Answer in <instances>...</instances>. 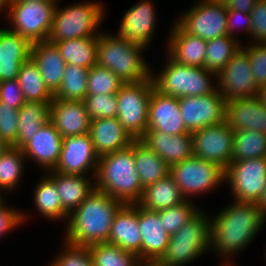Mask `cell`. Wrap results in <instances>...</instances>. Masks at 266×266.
I'll list each match as a JSON object with an SVG mask.
<instances>
[{"label":"cell","mask_w":266,"mask_h":266,"mask_svg":"<svg viewBox=\"0 0 266 266\" xmlns=\"http://www.w3.org/2000/svg\"><path fill=\"white\" fill-rule=\"evenodd\" d=\"M224 207L210 217V249L223 260L220 265H233L232 258L245 250L266 225V216L254 202L232 200Z\"/></svg>","instance_id":"cell-1"},{"label":"cell","mask_w":266,"mask_h":266,"mask_svg":"<svg viewBox=\"0 0 266 266\" xmlns=\"http://www.w3.org/2000/svg\"><path fill=\"white\" fill-rule=\"evenodd\" d=\"M123 205L107 193L95 189L69 215L63 240L84 247L108 242L114 217Z\"/></svg>","instance_id":"cell-2"},{"label":"cell","mask_w":266,"mask_h":266,"mask_svg":"<svg viewBox=\"0 0 266 266\" xmlns=\"http://www.w3.org/2000/svg\"><path fill=\"white\" fill-rule=\"evenodd\" d=\"M95 183L98 191L125 205L139 202L143 188L136 170L134 141L126 149L99 157Z\"/></svg>","instance_id":"cell-3"},{"label":"cell","mask_w":266,"mask_h":266,"mask_svg":"<svg viewBox=\"0 0 266 266\" xmlns=\"http://www.w3.org/2000/svg\"><path fill=\"white\" fill-rule=\"evenodd\" d=\"M144 47L106 31L98 35L97 65L112 71L122 82L134 83L151 77ZM143 53V54H142Z\"/></svg>","instance_id":"cell-4"},{"label":"cell","mask_w":266,"mask_h":266,"mask_svg":"<svg viewBox=\"0 0 266 266\" xmlns=\"http://www.w3.org/2000/svg\"><path fill=\"white\" fill-rule=\"evenodd\" d=\"M57 3L47 41L59 42L81 37H98L105 17L103 3L80 1L59 7Z\"/></svg>","instance_id":"cell-5"},{"label":"cell","mask_w":266,"mask_h":266,"mask_svg":"<svg viewBox=\"0 0 266 266\" xmlns=\"http://www.w3.org/2000/svg\"><path fill=\"white\" fill-rule=\"evenodd\" d=\"M165 61L159 73L154 74L151 69L154 87L161 94L177 98L197 97L217 89V75L204 67L182 65L168 56Z\"/></svg>","instance_id":"cell-6"},{"label":"cell","mask_w":266,"mask_h":266,"mask_svg":"<svg viewBox=\"0 0 266 266\" xmlns=\"http://www.w3.org/2000/svg\"><path fill=\"white\" fill-rule=\"evenodd\" d=\"M210 217L201 209L176 233L170 235L156 266H186L210 250Z\"/></svg>","instance_id":"cell-7"},{"label":"cell","mask_w":266,"mask_h":266,"mask_svg":"<svg viewBox=\"0 0 266 266\" xmlns=\"http://www.w3.org/2000/svg\"><path fill=\"white\" fill-rule=\"evenodd\" d=\"M57 2L60 1H10L6 16L11 25L8 28L31 44L47 41Z\"/></svg>","instance_id":"cell-8"},{"label":"cell","mask_w":266,"mask_h":266,"mask_svg":"<svg viewBox=\"0 0 266 266\" xmlns=\"http://www.w3.org/2000/svg\"><path fill=\"white\" fill-rule=\"evenodd\" d=\"M186 200L206 195L225 183V169L195 156L170 166L169 173Z\"/></svg>","instance_id":"cell-9"},{"label":"cell","mask_w":266,"mask_h":266,"mask_svg":"<svg viewBox=\"0 0 266 266\" xmlns=\"http://www.w3.org/2000/svg\"><path fill=\"white\" fill-rule=\"evenodd\" d=\"M152 77L124 83L118 91L117 119L134 140L141 139L148 129V105L154 89Z\"/></svg>","instance_id":"cell-10"},{"label":"cell","mask_w":266,"mask_h":266,"mask_svg":"<svg viewBox=\"0 0 266 266\" xmlns=\"http://www.w3.org/2000/svg\"><path fill=\"white\" fill-rule=\"evenodd\" d=\"M191 7V8H190ZM174 21L188 34L204 40L227 35L228 9L225 2L198 0Z\"/></svg>","instance_id":"cell-11"},{"label":"cell","mask_w":266,"mask_h":266,"mask_svg":"<svg viewBox=\"0 0 266 266\" xmlns=\"http://www.w3.org/2000/svg\"><path fill=\"white\" fill-rule=\"evenodd\" d=\"M226 182L233 200L255 203L266 186V157L230 162Z\"/></svg>","instance_id":"cell-12"},{"label":"cell","mask_w":266,"mask_h":266,"mask_svg":"<svg viewBox=\"0 0 266 266\" xmlns=\"http://www.w3.org/2000/svg\"><path fill=\"white\" fill-rule=\"evenodd\" d=\"M255 83L247 51L241 47L217 75V89L225 102L237 98L257 96Z\"/></svg>","instance_id":"cell-13"},{"label":"cell","mask_w":266,"mask_h":266,"mask_svg":"<svg viewBox=\"0 0 266 266\" xmlns=\"http://www.w3.org/2000/svg\"><path fill=\"white\" fill-rule=\"evenodd\" d=\"M193 156L226 169L232 162L234 130L225 121L192 132Z\"/></svg>","instance_id":"cell-14"},{"label":"cell","mask_w":266,"mask_h":266,"mask_svg":"<svg viewBox=\"0 0 266 266\" xmlns=\"http://www.w3.org/2000/svg\"><path fill=\"white\" fill-rule=\"evenodd\" d=\"M178 101L180 114L190 133L224 121L226 102L218 89L197 97H180Z\"/></svg>","instance_id":"cell-15"},{"label":"cell","mask_w":266,"mask_h":266,"mask_svg":"<svg viewBox=\"0 0 266 266\" xmlns=\"http://www.w3.org/2000/svg\"><path fill=\"white\" fill-rule=\"evenodd\" d=\"M98 161L99 156L95 152L89 133L66 137L62 140L60 158L53 171L61 174L96 176Z\"/></svg>","instance_id":"cell-16"},{"label":"cell","mask_w":266,"mask_h":266,"mask_svg":"<svg viewBox=\"0 0 266 266\" xmlns=\"http://www.w3.org/2000/svg\"><path fill=\"white\" fill-rule=\"evenodd\" d=\"M156 14L153 0H140L125 11L116 34L148 50L156 31Z\"/></svg>","instance_id":"cell-17"},{"label":"cell","mask_w":266,"mask_h":266,"mask_svg":"<svg viewBox=\"0 0 266 266\" xmlns=\"http://www.w3.org/2000/svg\"><path fill=\"white\" fill-rule=\"evenodd\" d=\"M147 131H162L168 135L190 133L179 111L177 97L161 94L152 90L148 105Z\"/></svg>","instance_id":"cell-18"},{"label":"cell","mask_w":266,"mask_h":266,"mask_svg":"<svg viewBox=\"0 0 266 266\" xmlns=\"http://www.w3.org/2000/svg\"><path fill=\"white\" fill-rule=\"evenodd\" d=\"M63 137L48 121L43 127L26 142L21 150L26 160H31L40 169L47 172L53 170L59 161Z\"/></svg>","instance_id":"cell-19"},{"label":"cell","mask_w":266,"mask_h":266,"mask_svg":"<svg viewBox=\"0 0 266 266\" xmlns=\"http://www.w3.org/2000/svg\"><path fill=\"white\" fill-rule=\"evenodd\" d=\"M49 121L63 138L90 132L91 119L84 101L53 98Z\"/></svg>","instance_id":"cell-20"},{"label":"cell","mask_w":266,"mask_h":266,"mask_svg":"<svg viewBox=\"0 0 266 266\" xmlns=\"http://www.w3.org/2000/svg\"><path fill=\"white\" fill-rule=\"evenodd\" d=\"M138 225L141 235V262L155 264L164 254L170 235L158 216V211L141 208L138 205Z\"/></svg>","instance_id":"cell-21"},{"label":"cell","mask_w":266,"mask_h":266,"mask_svg":"<svg viewBox=\"0 0 266 266\" xmlns=\"http://www.w3.org/2000/svg\"><path fill=\"white\" fill-rule=\"evenodd\" d=\"M224 121L236 130H254L266 134V105L257 96L226 101Z\"/></svg>","instance_id":"cell-22"},{"label":"cell","mask_w":266,"mask_h":266,"mask_svg":"<svg viewBox=\"0 0 266 266\" xmlns=\"http://www.w3.org/2000/svg\"><path fill=\"white\" fill-rule=\"evenodd\" d=\"M167 37L166 56L182 65L204 67L207 41L186 33L175 21Z\"/></svg>","instance_id":"cell-23"},{"label":"cell","mask_w":266,"mask_h":266,"mask_svg":"<svg viewBox=\"0 0 266 266\" xmlns=\"http://www.w3.org/2000/svg\"><path fill=\"white\" fill-rule=\"evenodd\" d=\"M31 46L18 33L0 27V82L17 79L21 65L30 58Z\"/></svg>","instance_id":"cell-24"},{"label":"cell","mask_w":266,"mask_h":266,"mask_svg":"<svg viewBox=\"0 0 266 266\" xmlns=\"http://www.w3.org/2000/svg\"><path fill=\"white\" fill-rule=\"evenodd\" d=\"M109 244L133 253L141 261V235L138 225V204L123 205L116 213L108 238Z\"/></svg>","instance_id":"cell-25"},{"label":"cell","mask_w":266,"mask_h":266,"mask_svg":"<svg viewBox=\"0 0 266 266\" xmlns=\"http://www.w3.org/2000/svg\"><path fill=\"white\" fill-rule=\"evenodd\" d=\"M140 140L169 166L193 156L192 133L171 136L162 131H146Z\"/></svg>","instance_id":"cell-26"},{"label":"cell","mask_w":266,"mask_h":266,"mask_svg":"<svg viewBox=\"0 0 266 266\" xmlns=\"http://www.w3.org/2000/svg\"><path fill=\"white\" fill-rule=\"evenodd\" d=\"M89 134L99 157L126 149L134 141L116 117L92 119Z\"/></svg>","instance_id":"cell-27"},{"label":"cell","mask_w":266,"mask_h":266,"mask_svg":"<svg viewBox=\"0 0 266 266\" xmlns=\"http://www.w3.org/2000/svg\"><path fill=\"white\" fill-rule=\"evenodd\" d=\"M54 183L63 210L70 215L96 189L95 176L61 174L53 170L43 172Z\"/></svg>","instance_id":"cell-28"},{"label":"cell","mask_w":266,"mask_h":266,"mask_svg":"<svg viewBox=\"0 0 266 266\" xmlns=\"http://www.w3.org/2000/svg\"><path fill=\"white\" fill-rule=\"evenodd\" d=\"M30 58L38 67L45 86L54 95L61 86L66 66L56 45L49 41L34 43Z\"/></svg>","instance_id":"cell-29"},{"label":"cell","mask_w":266,"mask_h":266,"mask_svg":"<svg viewBox=\"0 0 266 266\" xmlns=\"http://www.w3.org/2000/svg\"><path fill=\"white\" fill-rule=\"evenodd\" d=\"M185 200L180 188L175 184L172 176L168 174L145 187L137 204L146 210L159 211L177 206Z\"/></svg>","instance_id":"cell-30"},{"label":"cell","mask_w":266,"mask_h":266,"mask_svg":"<svg viewBox=\"0 0 266 266\" xmlns=\"http://www.w3.org/2000/svg\"><path fill=\"white\" fill-rule=\"evenodd\" d=\"M134 157L143 189L170 173V166L140 139L134 140Z\"/></svg>","instance_id":"cell-31"},{"label":"cell","mask_w":266,"mask_h":266,"mask_svg":"<svg viewBox=\"0 0 266 266\" xmlns=\"http://www.w3.org/2000/svg\"><path fill=\"white\" fill-rule=\"evenodd\" d=\"M34 207L37 212L49 221H66L69 215L63 210L55 183L45 174L34 188Z\"/></svg>","instance_id":"cell-32"},{"label":"cell","mask_w":266,"mask_h":266,"mask_svg":"<svg viewBox=\"0 0 266 266\" xmlns=\"http://www.w3.org/2000/svg\"><path fill=\"white\" fill-rule=\"evenodd\" d=\"M51 102H25L18 109L17 148L26 142L46 124L50 119Z\"/></svg>","instance_id":"cell-33"},{"label":"cell","mask_w":266,"mask_h":266,"mask_svg":"<svg viewBox=\"0 0 266 266\" xmlns=\"http://www.w3.org/2000/svg\"><path fill=\"white\" fill-rule=\"evenodd\" d=\"M97 42L98 37H81L52 43L66 64L90 69L97 63Z\"/></svg>","instance_id":"cell-34"},{"label":"cell","mask_w":266,"mask_h":266,"mask_svg":"<svg viewBox=\"0 0 266 266\" xmlns=\"http://www.w3.org/2000/svg\"><path fill=\"white\" fill-rule=\"evenodd\" d=\"M25 102H51L54 95L45 86L35 62L29 58L20 67L17 77Z\"/></svg>","instance_id":"cell-35"},{"label":"cell","mask_w":266,"mask_h":266,"mask_svg":"<svg viewBox=\"0 0 266 266\" xmlns=\"http://www.w3.org/2000/svg\"><path fill=\"white\" fill-rule=\"evenodd\" d=\"M25 164L26 158L21 148L11 146L0 156V190L3 193L16 191L22 183Z\"/></svg>","instance_id":"cell-36"},{"label":"cell","mask_w":266,"mask_h":266,"mask_svg":"<svg viewBox=\"0 0 266 266\" xmlns=\"http://www.w3.org/2000/svg\"><path fill=\"white\" fill-rule=\"evenodd\" d=\"M242 45L240 40L229 35L207 40L204 68L218 75Z\"/></svg>","instance_id":"cell-37"},{"label":"cell","mask_w":266,"mask_h":266,"mask_svg":"<svg viewBox=\"0 0 266 266\" xmlns=\"http://www.w3.org/2000/svg\"><path fill=\"white\" fill-rule=\"evenodd\" d=\"M88 72L89 69L82 66L66 64L61 86L54 98L84 101L87 96Z\"/></svg>","instance_id":"cell-38"},{"label":"cell","mask_w":266,"mask_h":266,"mask_svg":"<svg viewBox=\"0 0 266 266\" xmlns=\"http://www.w3.org/2000/svg\"><path fill=\"white\" fill-rule=\"evenodd\" d=\"M266 157V134L254 130L234 131L232 161Z\"/></svg>","instance_id":"cell-39"},{"label":"cell","mask_w":266,"mask_h":266,"mask_svg":"<svg viewBox=\"0 0 266 266\" xmlns=\"http://www.w3.org/2000/svg\"><path fill=\"white\" fill-rule=\"evenodd\" d=\"M94 261V266H142L140 259L119 246L98 243L88 246Z\"/></svg>","instance_id":"cell-40"},{"label":"cell","mask_w":266,"mask_h":266,"mask_svg":"<svg viewBox=\"0 0 266 266\" xmlns=\"http://www.w3.org/2000/svg\"><path fill=\"white\" fill-rule=\"evenodd\" d=\"M196 204L191 200H185L177 206L159 210L158 216L164 225L165 231L169 235L176 233L202 209Z\"/></svg>","instance_id":"cell-41"},{"label":"cell","mask_w":266,"mask_h":266,"mask_svg":"<svg viewBox=\"0 0 266 266\" xmlns=\"http://www.w3.org/2000/svg\"><path fill=\"white\" fill-rule=\"evenodd\" d=\"M123 84L112 71L96 64L88 72L87 96L117 94Z\"/></svg>","instance_id":"cell-42"},{"label":"cell","mask_w":266,"mask_h":266,"mask_svg":"<svg viewBox=\"0 0 266 266\" xmlns=\"http://www.w3.org/2000/svg\"><path fill=\"white\" fill-rule=\"evenodd\" d=\"M60 253L48 266H94L89 247L75 246L63 240Z\"/></svg>","instance_id":"cell-43"},{"label":"cell","mask_w":266,"mask_h":266,"mask_svg":"<svg viewBox=\"0 0 266 266\" xmlns=\"http://www.w3.org/2000/svg\"><path fill=\"white\" fill-rule=\"evenodd\" d=\"M84 103L91 120L117 117L118 101L116 94L86 96Z\"/></svg>","instance_id":"cell-44"},{"label":"cell","mask_w":266,"mask_h":266,"mask_svg":"<svg viewBox=\"0 0 266 266\" xmlns=\"http://www.w3.org/2000/svg\"><path fill=\"white\" fill-rule=\"evenodd\" d=\"M18 109L0 102V138L17 148Z\"/></svg>","instance_id":"cell-45"},{"label":"cell","mask_w":266,"mask_h":266,"mask_svg":"<svg viewBox=\"0 0 266 266\" xmlns=\"http://www.w3.org/2000/svg\"><path fill=\"white\" fill-rule=\"evenodd\" d=\"M7 200L0 204V238L6 236L11 231L17 230L25 225L28 221L29 215L27 211H20L18 208L15 209L10 204H7Z\"/></svg>","instance_id":"cell-46"},{"label":"cell","mask_w":266,"mask_h":266,"mask_svg":"<svg viewBox=\"0 0 266 266\" xmlns=\"http://www.w3.org/2000/svg\"><path fill=\"white\" fill-rule=\"evenodd\" d=\"M242 47L250 57V65L253 72L255 83L258 87L266 84V43L248 44Z\"/></svg>","instance_id":"cell-47"},{"label":"cell","mask_w":266,"mask_h":266,"mask_svg":"<svg viewBox=\"0 0 266 266\" xmlns=\"http://www.w3.org/2000/svg\"><path fill=\"white\" fill-rule=\"evenodd\" d=\"M252 26L249 44L266 43V0H258L250 12Z\"/></svg>","instance_id":"cell-48"},{"label":"cell","mask_w":266,"mask_h":266,"mask_svg":"<svg viewBox=\"0 0 266 266\" xmlns=\"http://www.w3.org/2000/svg\"><path fill=\"white\" fill-rule=\"evenodd\" d=\"M0 102L3 103V105L12 106L15 109H19L25 103L17 79L3 80L0 82Z\"/></svg>","instance_id":"cell-49"},{"label":"cell","mask_w":266,"mask_h":266,"mask_svg":"<svg viewBox=\"0 0 266 266\" xmlns=\"http://www.w3.org/2000/svg\"><path fill=\"white\" fill-rule=\"evenodd\" d=\"M251 26H252V19L250 14H245L234 9H228L227 35L239 40L238 36L236 37L238 33H236L235 31L237 29H238L237 31H239L240 29L244 34L246 33L249 35Z\"/></svg>","instance_id":"cell-50"},{"label":"cell","mask_w":266,"mask_h":266,"mask_svg":"<svg viewBox=\"0 0 266 266\" xmlns=\"http://www.w3.org/2000/svg\"><path fill=\"white\" fill-rule=\"evenodd\" d=\"M258 0H226L227 9H234L245 14H250Z\"/></svg>","instance_id":"cell-51"},{"label":"cell","mask_w":266,"mask_h":266,"mask_svg":"<svg viewBox=\"0 0 266 266\" xmlns=\"http://www.w3.org/2000/svg\"><path fill=\"white\" fill-rule=\"evenodd\" d=\"M255 203L257 207L261 210V212L266 216V186Z\"/></svg>","instance_id":"cell-52"},{"label":"cell","mask_w":266,"mask_h":266,"mask_svg":"<svg viewBox=\"0 0 266 266\" xmlns=\"http://www.w3.org/2000/svg\"><path fill=\"white\" fill-rule=\"evenodd\" d=\"M257 98L266 105V84L258 88Z\"/></svg>","instance_id":"cell-53"},{"label":"cell","mask_w":266,"mask_h":266,"mask_svg":"<svg viewBox=\"0 0 266 266\" xmlns=\"http://www.w3.org/2000/svg\"><path fill=\"white\" fill-rule=\"evenodd\" d=\"M9 4H10V0H0V12H1V14L4 13L5 19H6V16H7Z\"/></svg>","instance_id":"cell-54"},{"label":"cell","mask_w":266,"mask_h":266,"mask_svg":"<svg viewBox=\"0 0 266 266\" xmlns=\"http://www.w3.org/2000/svg\"><path fill=\"white\" fill-rule=\"evenodd\" d=\"M10 147L11 146L6 141H3L0 138V156L4 154L8 149H10Z\"/></svg>","instance_id":"cell-55"},{"label":"cell","mask_w":266,"mask_h":266,"mask_svg":"<svg viewBox=\"0 0 266 266\" xmlns=\"http://www.w3.org/2000/svg\"><path fill=\"white\" fill-rule=\"evenodd\" d=\"M4 194L1 190H0V204H2L5 200H6V197H4ZM5 198V199H4Z\"/></svg>","instance_id":"cell-56"},{"label":"cell","mask_w":266,"mask_h":266,"mask_svg":"<svg viewBox=\"0 0 266 266\" xmlns=\"http://www.w3.org/2000/svg\"><path fill=\"white\" fill-rule=\"evenodd\" d=\"M10 1H19V0H10ZM35 1H61V0H35Z\"/></svg>","instance_id":"cell-57"},{"label":"cell","mask_w":266,"mask_h":266,"mask_svg":"<svg viewBox=\"0 0 266 266\" xmlns=\"http://www.w3.org/2000/svg\"><path fill=\"white\" fill-rule=\"evenodd\" d=\"M142 266H156L155 264H143Z\"/></svg>","instance_id":"cell-58"},{"label":"cell","mask_w":266,"mask_h":266,"mask_svg":"<svg viewBox=\"0 0 266 266\" xmlns=\"http://www.w3.org/2000/svg\"><path fill=\"white\" fill-rule=\"evenodd\" d=\"M209 1L225 2L226 0H209Z\"/></svg>","instance_id":"cell-59"}]
</instances>
